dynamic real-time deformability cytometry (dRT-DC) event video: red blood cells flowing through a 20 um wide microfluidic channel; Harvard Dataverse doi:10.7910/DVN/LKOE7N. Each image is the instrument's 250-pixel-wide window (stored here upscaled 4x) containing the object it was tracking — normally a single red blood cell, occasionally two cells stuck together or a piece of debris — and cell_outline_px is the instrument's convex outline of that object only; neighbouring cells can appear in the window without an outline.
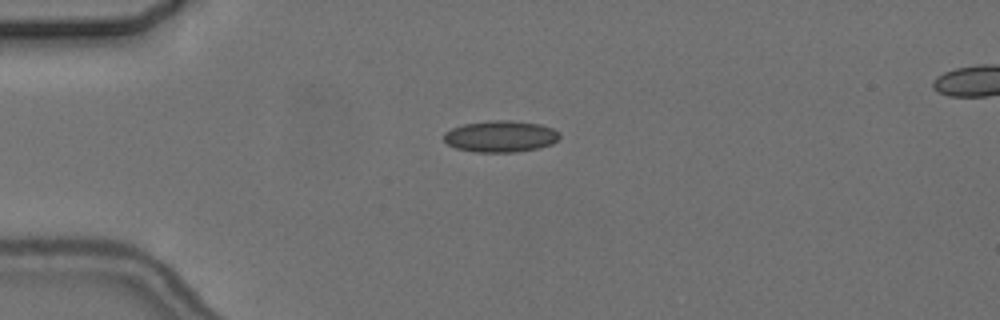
{"species": "common noctule bat (a hibernating species)", "species_latin": "Nyctalus noctula", "temperature_condition": "cold", "stored_images_in_passage": 5, "segment_of_instrument_passage": [1, 2], "camera_frame_rate_fps": 3000, "um_per_image_px": 0.085, "animal": {"sex": "female", "body_mass_g": 24.6, "forearm_length_mm": 56.2}, "frame": {"image": 1, "passage_image": 3, "time_ms": 3.333, "image_size_px": [1000, 320], "cell_outline_px": [[560, 136], [552, 144], [540, 148], [516, 152], [476, 152], [456, 148], [448, 144], [444, 140], [444, 132], [452, 128], [464, 124], [488, 120], [512, 120], [540, 124], [552, 128], [560, 132]], "centroid_in_image_um": [42.56, 11.59], "position_along_channel_um": 42.4, "area_um2": 21.39}}